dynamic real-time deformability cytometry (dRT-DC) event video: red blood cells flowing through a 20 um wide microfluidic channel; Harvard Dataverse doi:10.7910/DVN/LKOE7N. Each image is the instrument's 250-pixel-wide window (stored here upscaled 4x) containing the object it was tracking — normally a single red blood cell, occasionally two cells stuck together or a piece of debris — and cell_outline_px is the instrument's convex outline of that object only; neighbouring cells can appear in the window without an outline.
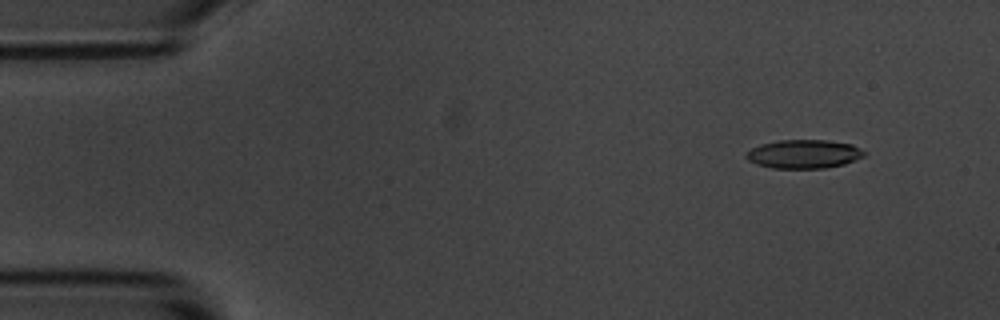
{"species": "common noctule bat (a hibernating species)", "species_latin": "Nyctalus noctula", "temperature_condition": "room temperature", "stored_images_in_passage": 5, "camera_frame_rate_fps": 3000, "um_per_image_px": 0.085, "animal": {"sex": "male", "body_mass_g": 20.1, "forearm_length_mm": 53.5}, "frame": {"image": 1, "passage_image": 2, "time_ms": 0.333, "image_size_px": [1000, 320], "cell_outline_px": [[864, 156], [856, 160], [844, 164], [824, 168], [772, 168], [756, 164], [748, 160], [744, 156], [752, 148], [760, 144], [780, 140], [828, 140], [852, 144], [860, 148], [864, 152]], "centroid_in_image_um": [68.32, 13.09], "position_along_channel_um": 16.7, "area_um2": 19.71}}
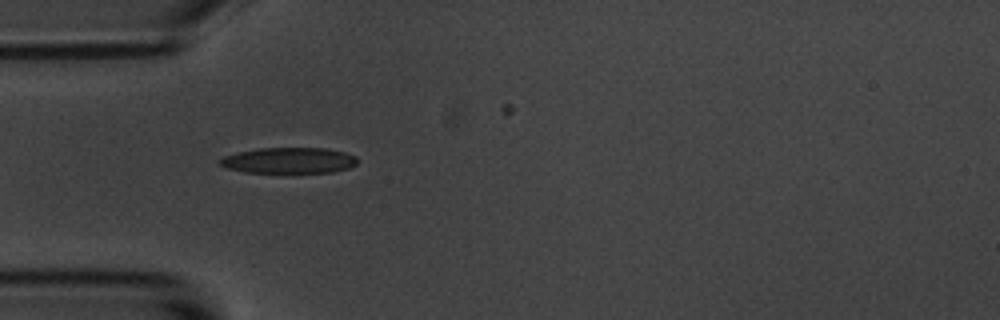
{"frame": {"image": 2, "passage_image": 5, "time_ms": 1.333, "image_size_px": [1000, 320], "cell_outline_px": [[356, 164], [348, 168], [332, 172], [244, 172], [228, 168], [220, 164], [220, 160], [224, 156], [236, 152], [260, 148], [324, 148], [344, 152], [356, 156]], "centroid_in_image_um": [24.55, 13.63], "position_along_channel_um": 60.4, "area_um2": 20.46}}